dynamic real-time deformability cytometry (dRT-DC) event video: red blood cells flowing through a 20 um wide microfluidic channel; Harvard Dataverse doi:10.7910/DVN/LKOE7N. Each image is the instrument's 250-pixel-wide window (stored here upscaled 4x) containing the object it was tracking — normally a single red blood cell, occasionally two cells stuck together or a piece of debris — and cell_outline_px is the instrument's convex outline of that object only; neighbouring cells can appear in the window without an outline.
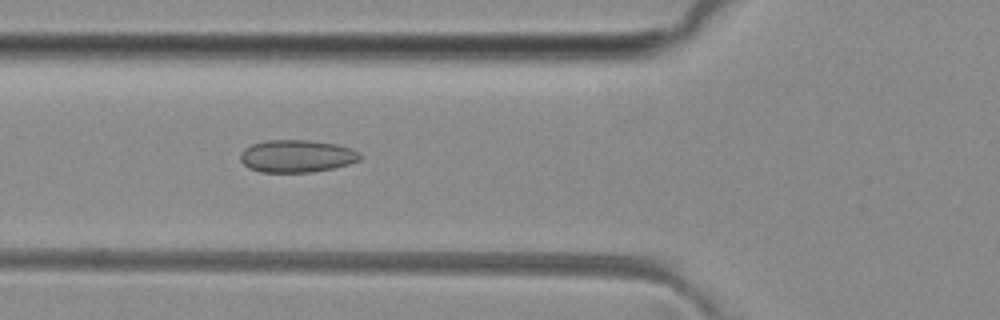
{"species": "common noctule bat (a hibernating species)", "species_latin": "Nyctalus noctula", "temperature_condition": "room temperature", "stored_images_in_passage": 40, "camera_frame_rate_fps": 3000, "um_per_image_px": 0.085, "animal": {"sex": "female", "body_mass_g": 29.2, "forearm_length_mm": 56.3}, "frame": {"image": 1, "passage_image": 8, "time_ms": 2.333, "image_size_px": [1000, 320], "cell_outline_px": [[360, 160], [348, 164], [332, 168], [312, 172], [260, 172], [248, 168], [240, 160], [240, 152], [244, 148], [252, 144], [268, 140], [308, 140], [336, 144], [360, 152]], "centroid_in_image_um": [25.19, 13.27], "position_along_channel_um": 100.6, "area_um2": 22.6}}
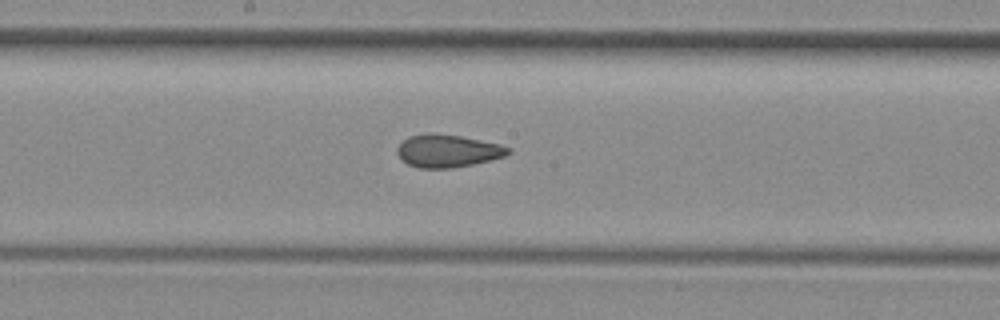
{"frame": {"image": 2, "passage_image": 16, "time_ms": 5.0, "image_size_px": [1000, 320], "cell_outline_px": [[512, 152], [504, 156], [472, 164], [452, 168], [420, 168], [408, 164], [396, 152], [396, 148], [408, 136], [424, 132], [432, 132], [460, 136], [500, 144], [512, 148]], "centroid_in_image_um": [38.04, 12.8], "position_along_channel_um": 210.2, "area_um2": 21.15}}
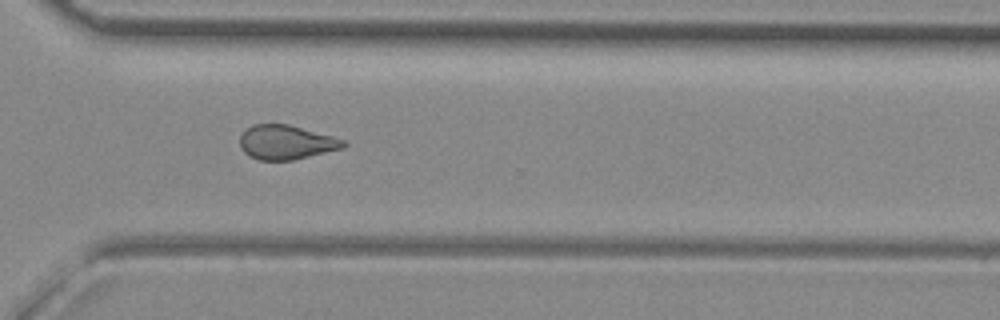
{"frame": {"image": 3, "passage_image": 26, "time_ms": 8.333, "image_size_px": [1000, 320], "cell_outline_px": [[348, 144], [340, 148], [292, 160], [260, 160], [244, 152], [240, 148], [240, 136], [252, 124], [288, 124], [348, 140]], "centroid_in_image_um": [24.33, 12.08], "position_along_channel_um": 346.3, "area_um2": 20.46}, "authors_computed_cell_mechanics": {"area_um2": 21.2993, "velocity_mm_per_s": 4.0988, "shape_relaxation_time_tau1_ms": null, "shape_relaxation_time_tau2_ms": 1.946, "deformation_change_tau1": null, "deformation_change_tau2": 0.0893}}